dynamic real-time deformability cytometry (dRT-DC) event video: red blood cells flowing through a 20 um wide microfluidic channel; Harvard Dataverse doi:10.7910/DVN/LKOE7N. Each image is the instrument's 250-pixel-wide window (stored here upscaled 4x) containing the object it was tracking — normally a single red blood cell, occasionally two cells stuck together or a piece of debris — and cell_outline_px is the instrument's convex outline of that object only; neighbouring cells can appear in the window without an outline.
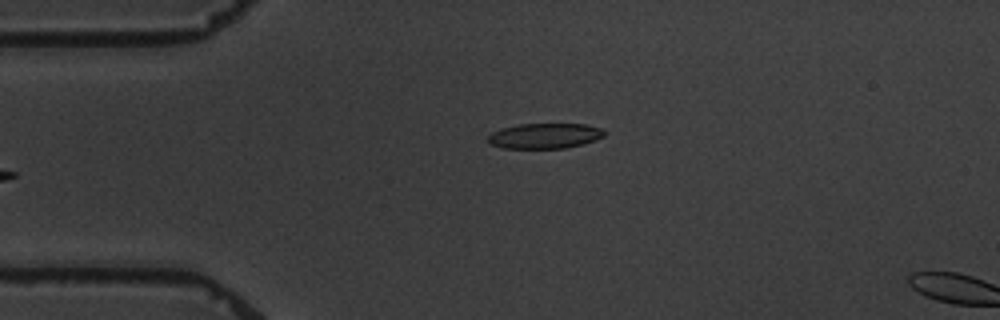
{"species": "common noctule bat (a hibernating species)", "species_latin": "Nyctalus noctula", "temperature_condition": "warm", "stored_images_in_passage": 5, "camera_frame_rate_fps": 3000, "um_per_image_px": 0.085, "animal": {"sex": "male", "body_mass_g": 19.5, "forearm_length_mm": 54.6}, "frame": {"image": 1, "passage_image": 5, "time_ms": 6.333, "image_size_px": [1000, 320], "cell_outline_px": [[604, 136], [596, 140], [584, 144], [564, 148], [504, 148], [488, 144], [488, 136], [492, 132], [504, 128], [520, 124], [584, 124], [600, 128], [604, 132]], "centroid_in_image_um": [46.3, 11.55], "position_along_channel_um": 38.7, "area_um2": 17.05}}